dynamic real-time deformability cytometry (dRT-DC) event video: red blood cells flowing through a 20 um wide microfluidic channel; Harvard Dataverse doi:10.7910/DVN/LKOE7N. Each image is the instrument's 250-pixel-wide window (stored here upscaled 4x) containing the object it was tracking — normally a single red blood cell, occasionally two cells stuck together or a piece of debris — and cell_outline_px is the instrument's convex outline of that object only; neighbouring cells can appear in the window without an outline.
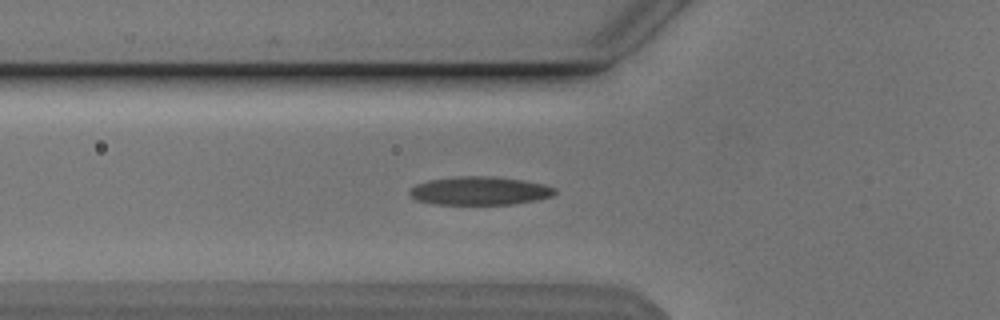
{"species": "Egyptian fruit bat (a non-hibernating species)", "species_latin": "Rousettus aegyptiacus", "temperature_condition": "cold", "stored_images_in_passage": 31, "camera_frame_rate_fps": 3000, "um_per_image_px": 0.085, "animal": {"sex": "male"}, "frame": {"image": 1, "passage_image": 2, "time_ms": 0.333, "image_size_px": [1000, 320], "cell_outline_px": [[556, 192], [552, 196], [536, 200], [512, 204], [432, 204], [416, 200], [408, 192], [416, 184], [428, 180], [456, 176], [492, 176], [524, 180], [544, 184], [556, 188]], "centroid_in_image_um": [40.78, 16.21], "position_along_channel_um": 85.0, "area_um2": 24.1}}
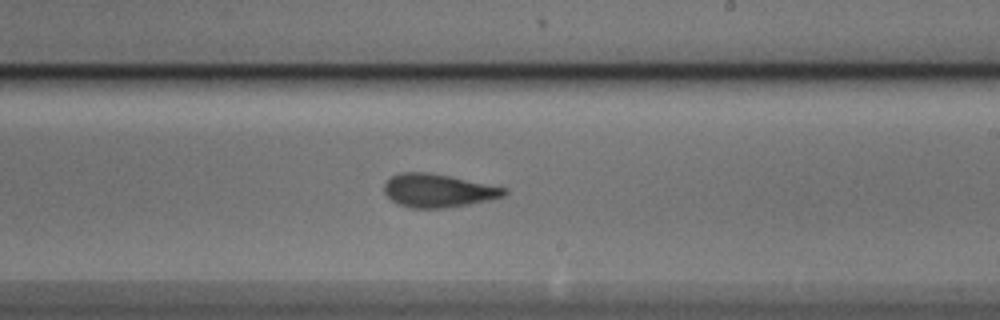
{"frame": {"image": 2, "passage_image": 15, "time_ms": 4.667, "image_size_px": [1000, 320], "cell_outline_px": [[508, 192], [504, 196], [492, 200], [444, 208], [408, 208], [396, 204], [384, 192], [384, 184], [392, 176], [400, 172], [428, 172], [508, 188]], "centroid_in_image_um": [37.24, 16.21], "position_along_channel_um": 251.8, "area_um2": 23.35}}
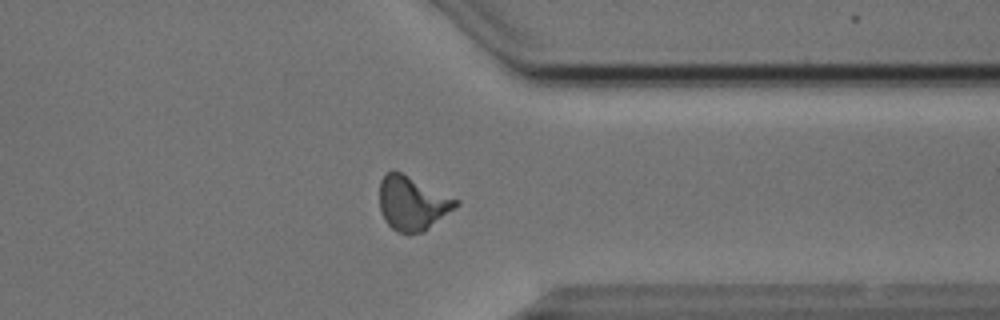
{"frame": {"image": 3, "passage_image": 25, "time_ms": 8.0, "image_size_px": [1000, 320], "cell_outline_px": [[460, 204], [456, 208], [424, 232], [408, 236], [396, 232], [384, 220], [380, 208], [380, 180], [388, 172], [400, 172], [460, 200]], "centroid_in_image_um": [35.07, 17.33], "position_along_channel_um": 376.3, "area_um2": 24.22}}